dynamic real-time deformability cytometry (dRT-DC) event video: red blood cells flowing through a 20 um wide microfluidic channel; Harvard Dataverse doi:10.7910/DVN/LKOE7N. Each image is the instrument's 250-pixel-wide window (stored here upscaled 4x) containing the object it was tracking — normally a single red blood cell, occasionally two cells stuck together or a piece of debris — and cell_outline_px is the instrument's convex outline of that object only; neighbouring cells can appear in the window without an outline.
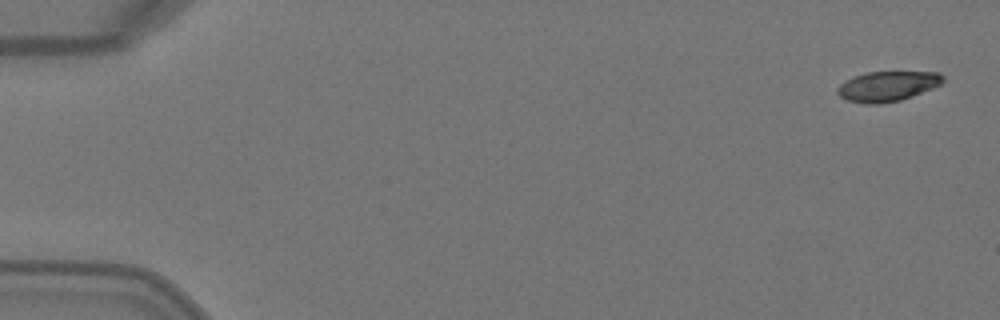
{"species": "Egyptian fruit bat (a non-hibernating species)", "species_latin": "Rousettus aegyptiacus", "temperature_condition": "warm", "stored_images_in_passage": 4, "camera_frame_rate_fps": 3000, "um_per_image_px": 0.085, "animal": {"sex": "female"}, "frame": {"image": 1, "passage_image": 1, "time_ms": 0.0, "image_size_px": [1000, 320], "cell_outline_px": [[944, 80], [940, 84], [932, 88], [912, 96], [900, 100], [880, 104], [864, 104], [848, 100], [840, 96], [836, 92], [836, 88], [840, 84], [852, 76], [868, 72], [940, 72], [944, 76]], "centroid_in_image_um": [75.41, 7.33], "position_along_channel_um": 9.6, "area_um2": 18.5}}
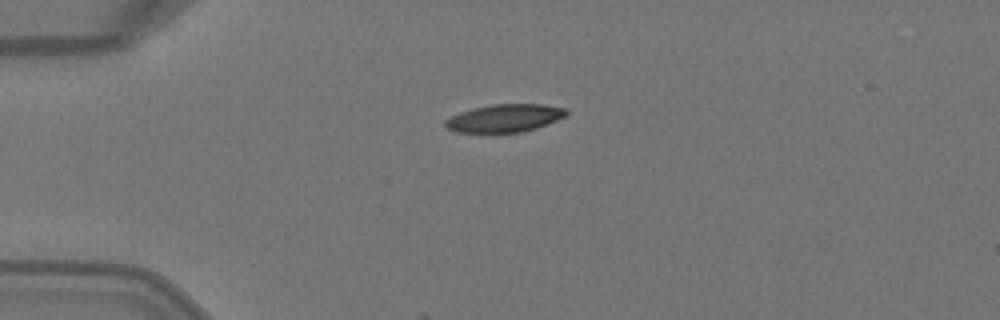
{"frame": {"image": 2, "passage_image": 4, "time_ms": 1.0, "image_size_px": [1000, 320], "cell_outline_px": [[568, 112], [564, 116], [556, 120], [536, 128], [520, 132], [456, 132], [448, 128], [444, 124], [444, 120], [460, 112], [472, 108], [492, 104], [544, 104], [564, 108]], "centroid_in_image_um": [42.87, 10.03], "position_along_channel_um": 42.1, "area_um2": 19.42}}